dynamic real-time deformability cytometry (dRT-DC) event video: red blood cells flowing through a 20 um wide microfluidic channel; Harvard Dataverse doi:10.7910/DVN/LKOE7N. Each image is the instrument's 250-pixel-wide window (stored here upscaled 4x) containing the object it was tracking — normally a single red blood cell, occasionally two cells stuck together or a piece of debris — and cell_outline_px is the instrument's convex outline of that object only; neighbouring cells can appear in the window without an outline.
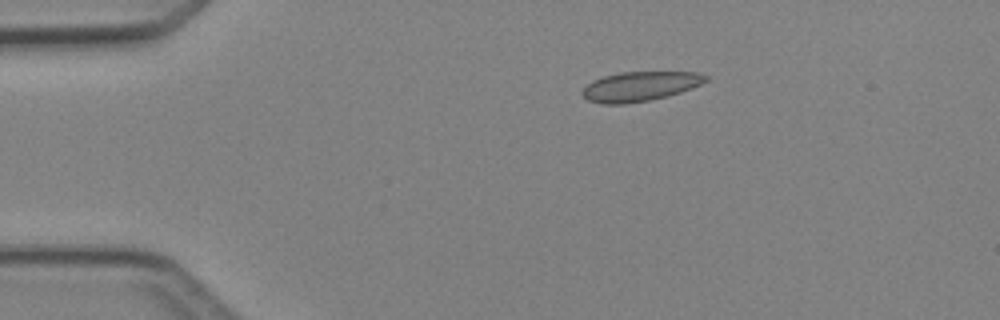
{"species": "Egyptian fruit bat (a non-hibernating species)", "species_latin": "Rousettus aegyptiacus", "temperature_condition": "cold", "stored_images_in_passage": 5, "camera_frame_rate_fps": 3000, "um_per_image_px": 0.085, "animal": {"sex": "female"}, "frame": {"image": 1, "passage_image": 3, "time_ms": 2.333, "image_size_px": [1000, 320], "cell_outline_px": [[708, 80], [692, 88], [668, 96], [648, 100], [624, 104], [604, 104], [588, 100], [580, 92], [592, 80], [604, 76], [620, 72], [700, 72], [708, 76]], "centroid_in_image_um": [54.4, 7.33], "position_along_channel_um": 30.6, "area_um2": 21.21}}
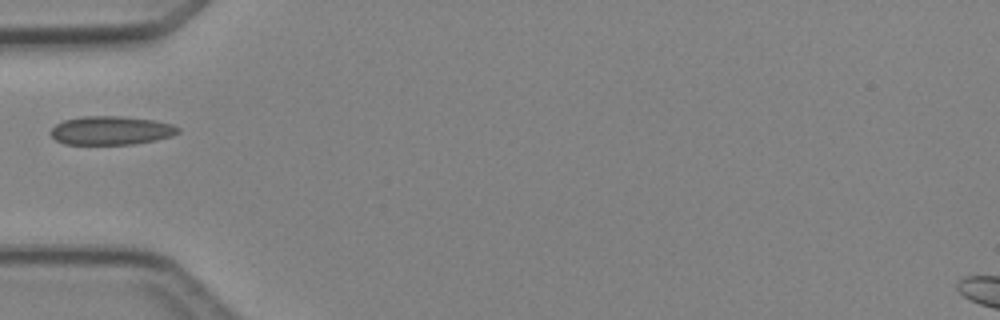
{"frame": {"image": 2, "passage_image": 5, "time_ms": 4.667, "image_size_px": [1000, 320], "cell_outline_px": [[180, 132], [172, 136], [156, 140], [132, 144], [64, 144], [56, 140], [48, 132], [56, 124], [64, 120], [84, 116], [120, 116], [152, 120], [172, 124], [180, 128]], "centroid_in_image_um": [9.43, 11.09], "position_along_channel_um": 75.6, "area_um2": 21.27}}